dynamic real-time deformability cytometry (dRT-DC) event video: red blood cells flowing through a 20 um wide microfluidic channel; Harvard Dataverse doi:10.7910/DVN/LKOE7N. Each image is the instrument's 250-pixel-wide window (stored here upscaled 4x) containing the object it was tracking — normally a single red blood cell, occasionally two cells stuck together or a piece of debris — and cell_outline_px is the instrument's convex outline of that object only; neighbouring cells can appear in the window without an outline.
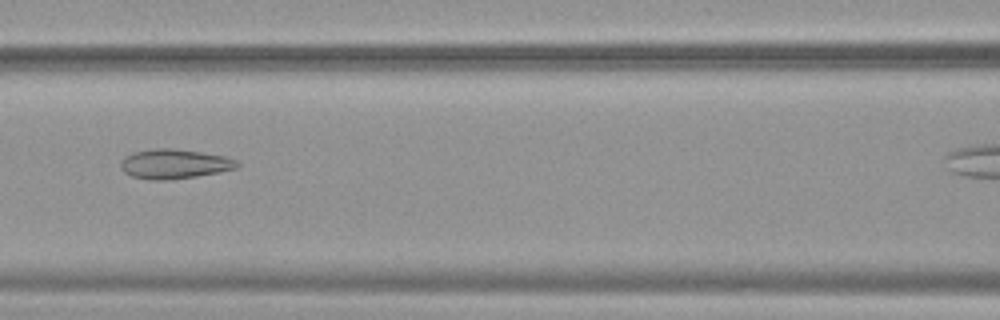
{"species": "common noctule bat (a hibernating species)", "species_latin": "Nyctalus noctula", "temperature_condition": "warm", "stored_images_in_passage": 33, "camera_frame_rate_fps": 3000, "um_per_image_px": 0.085, "animal": {"sex": "female", "body_mass_g": 19.9}, "frame": {"image": 1, "passage_image": 13, "time_ms": 4.0, "image_size_px": [1000, 320], "cell_outline_px": [[240, 164], [236, 168], [220, 172], [196, 176], [168, 180], [152, 180], [132, 176], [124, 172], [120, 168], [120, 160], [124, 156], [132, 152], [156, 148], [172, 148], [200, 152], [224, 156], [236, 160]], "centroid_in_image_um": [14.78, 13.93], "position_along_channel_um": 151.8, "area_um2": 20.11}}
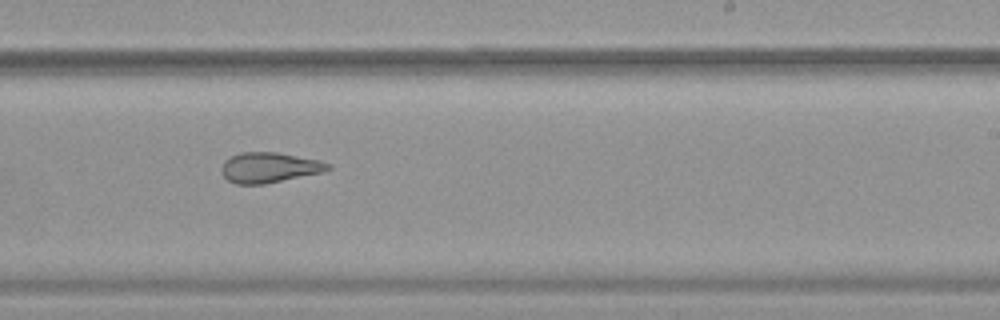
{"frame": {"image": 2, "passage_image": 22, "time_ms": 7.0, "image_size_px": [1000, 320], "cell_outline_px": [[332, 168], [320, 172], [264, 184], [236, 184], [228, 180], [224, 176], [220, 168], [224, 160], [240, 152], [276, 152], [320, 160], [332, 164]], "centroid_in_image_um": [22.87, 14.23], "position_along_channel_um": 266.1, "area_um2": 18.67}}
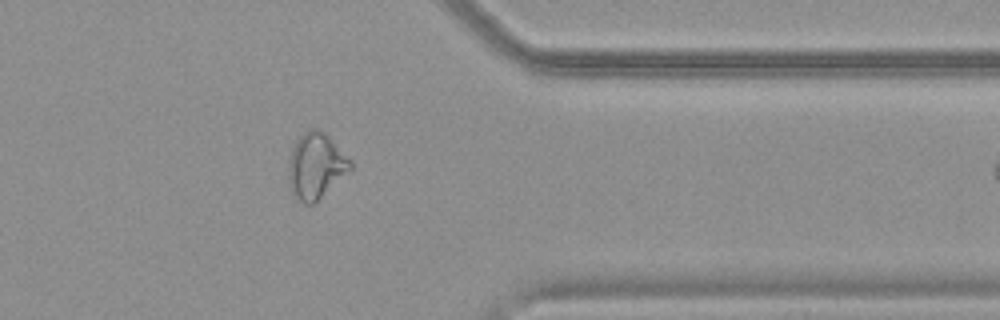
{"frame": {"image": 3, "passage_image": 32, "time_ms": 10.333, "image_size_px": [1000, 320], "cell_outline_px": [[352, 168], [312, 204], [304, 204], [296, 200], [292, 196], [288, 180], [288, 164], [292, 148], [296, 140], [304, 132], [312, 128], [316, 128], [324, 132], [352, 160]], "centroid_in_image_um": [26.81, 14.1], "position_along_channel_um": 384.6, "area_um2": 23.58}}